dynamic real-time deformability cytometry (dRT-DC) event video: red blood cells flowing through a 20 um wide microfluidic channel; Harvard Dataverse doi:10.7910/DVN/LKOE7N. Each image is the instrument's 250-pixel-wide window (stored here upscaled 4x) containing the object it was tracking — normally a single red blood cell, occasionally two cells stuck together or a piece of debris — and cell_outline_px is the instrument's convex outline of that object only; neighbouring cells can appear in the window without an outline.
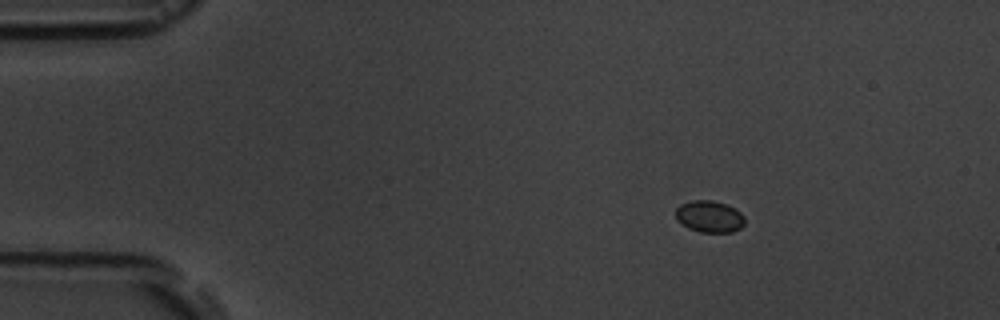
{"species": "common noctule bat (a hibernating species)", "species_latin": "Nyctalus noctula", "temperature_condition": "room temperature", "stored_images_in_passage": 6, "camera_frame_rate_fps": 3000, "um_per_image_px": 0.085, "animal": {"sex": "male", "body_mass_g": 19.5, "forearm_length_mm": 54.6}, "frame": {"image": 1, "passage_image": 1, "time_ms": 0.0, "image_size_px": [1000, 320], "cell_outline_px": [[744, 224], [740, 228], [732, 232], [700, 232], [688, 228], [676, 220], [676, 208], [680, 204], [692, 200], [712, 200], [736, 208], [744, 216]], "centroid_in_image_um": [60.29, 18.4], "position_along_channel_um": 24.7, "area_um2": 12.83}}
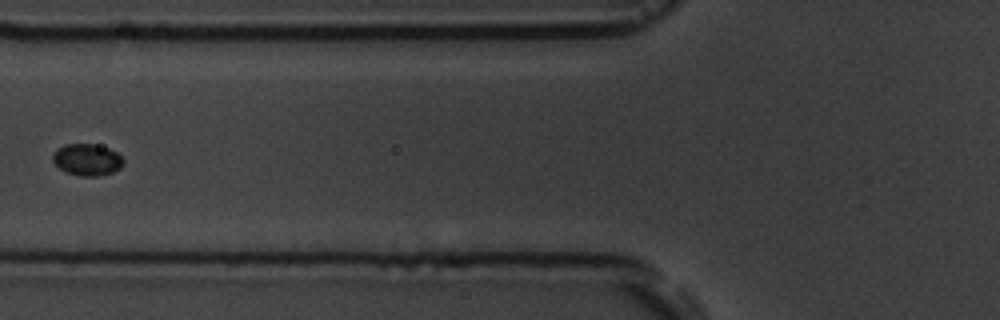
{"frame": {"image": 2, "passage_image": 5, "time_ms": 4.667, "image_size_px": [1000, 320], "cell_outline_px": [[124, 164], [120, 168], [112, 172], [96, 176], [80, 176], [68, 172], [60, 168], [52, 160], [52, 156], [56, 148], [64, 144], [92, 144], [108, 148], [116, 152], [124, 160]], "centroid_in_image_um": [7.39, 13.56], "position_along_channel_um": 118.4, "area_um2": 12.95}}
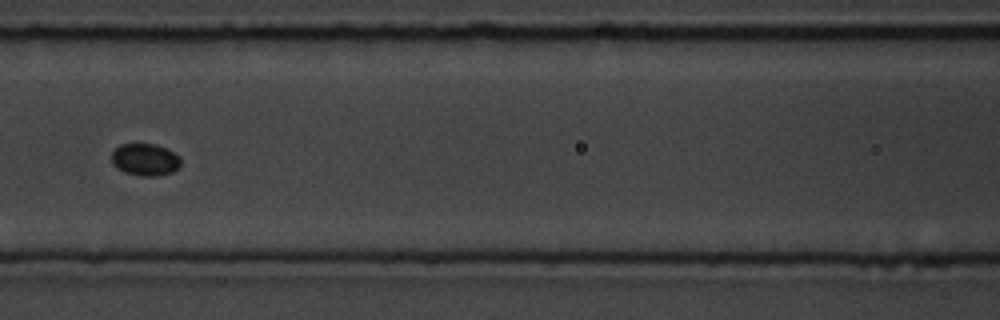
{"frame": {"image": 3, "passage_image": 6, "time_ms": 5.667, "image_size_px": [1000, 320], "cell_outline_px": [[180, 168], [172, 172], [156, 176], [140, 176], [124, 172], [116, 168], [112, 164], [112, 152], [120, 144], [156, 144], [180, 156]], "centroid_in_image_um": [12.33, 13.58], "position_along_channel_um": 154.3, "area_um2": 13.01}}